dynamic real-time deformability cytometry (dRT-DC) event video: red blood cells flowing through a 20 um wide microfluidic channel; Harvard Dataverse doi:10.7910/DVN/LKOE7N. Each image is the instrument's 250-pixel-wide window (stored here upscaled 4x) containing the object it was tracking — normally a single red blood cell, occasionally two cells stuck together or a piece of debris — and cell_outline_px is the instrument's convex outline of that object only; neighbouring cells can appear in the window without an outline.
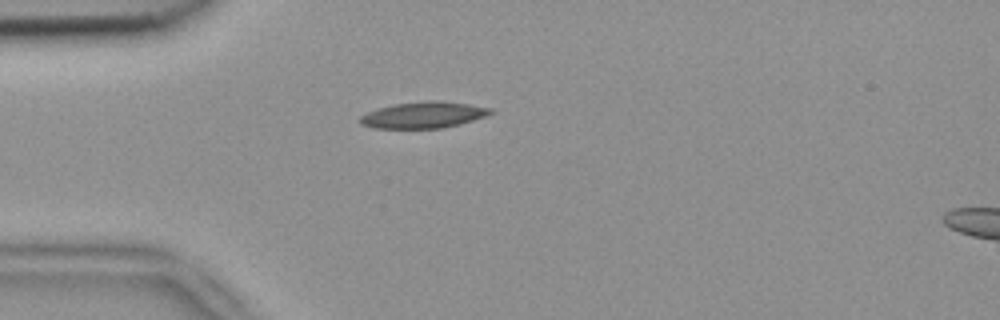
{"species": "common noctule bat (a hibernating species)", "species_latin": "Nyctalus noctula", "temperature_condition": "room temperature", "stored_images_in_passage": 39, "camera_frame_rate_fps": 3000, "um_per_image_px": 0.085, "animal": {"sex": "female", "body_mass_g": 18.4}, "frame": {"image": 1, "passage_image": 1, "time_ms": 0.0, "image_size_px": [1000, 320], "cell_outline_px": [[496, 112], [460, 124], [444, 128], [372, 128], [360, 124], [360, 116], [368, 112], [380, 108], [396, 104], [428, 100], [468, 104], [492, 108]], "centroid_in_image_um": [36.01, 9.78], "position_along_channel_um": 49.0, "area_um2": 19.77}}
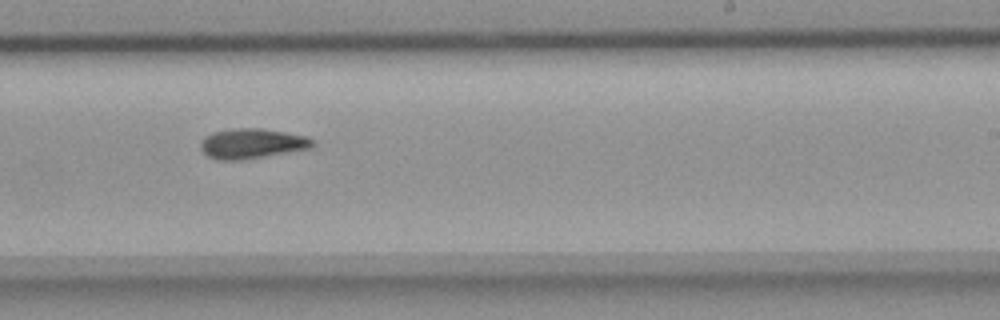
{"frame": {"image": 2, "passage_image": 19, "time_ms": 6.0, "image_size_px": [1000, 320], "cell_outline_px": [[316, 144], [312, 148], [244, 160], [216, 160], [208, 156], [200, 148], [200, 140], [204, 136], [212, 132], [232, 128], [264, 128], [304, 136], [316, 140]], "centroid_in_image_um": [21.41, 12.2], "position_along_channel_um": 267.6, "area_um2": 19.94}}
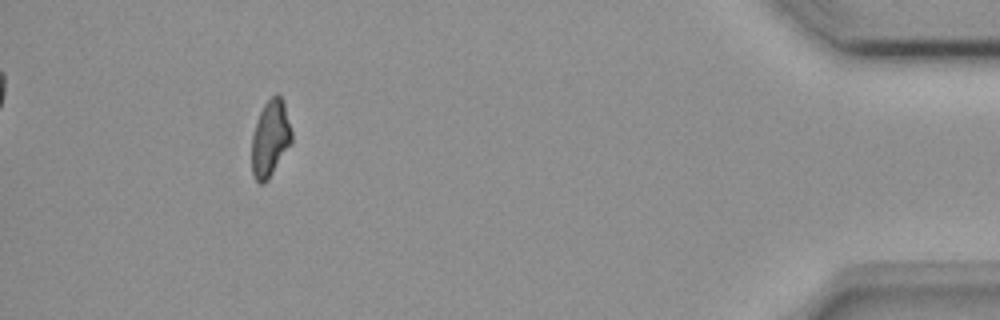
{"frame": {"image": 3, "passage_image": 35, "time_ms": 11.333, "image_size_px": [1000, 320], "cell_outline_px": [[292, 144], [268, 180], [264, 184], [260, 184], [256, 180], [252, 172], [252, 136], [260, 112], [264, 104], [276, 92], [280, 96], [284, 104], [292, 132]], "centroid_in_image_um": [22.99, 11.8], "position_along_channel_um": 412.2, "area_um2": 17.8}, "authors_computed_cell_mechanics": {"area_um2": 18.9584, "velocity_mm_per_s": 3.8492, "shape_relaxation_time_tau1_ms": 9.0933, "shape_relaxation_time_tau2_ms": null, "deformation_change_tau1": 0.1891, "deformation_change_tau2": null}}